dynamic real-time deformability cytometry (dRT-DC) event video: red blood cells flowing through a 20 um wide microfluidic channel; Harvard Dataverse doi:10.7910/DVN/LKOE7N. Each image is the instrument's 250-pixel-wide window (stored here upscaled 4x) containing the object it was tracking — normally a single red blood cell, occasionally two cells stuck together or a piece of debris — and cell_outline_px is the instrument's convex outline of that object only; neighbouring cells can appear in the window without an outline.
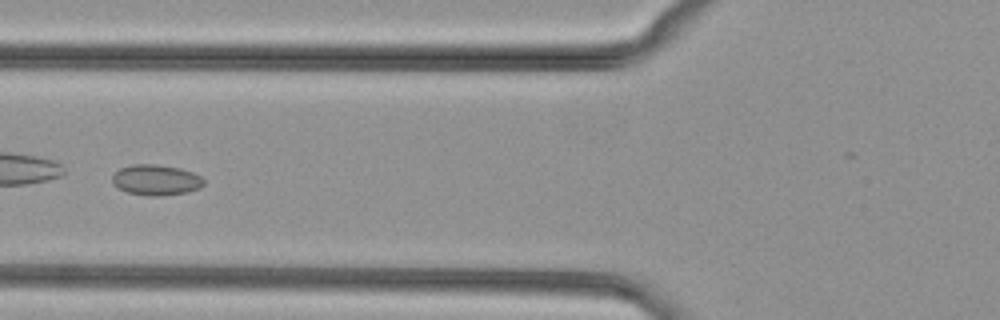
{"species": "common noctule bat (a hibernating species)", "species_latin": "Nyctalus noctula", "temperature_condition": "cold", "stored_images_in_passage": 46, "camera_frame_rate_fps": 3000, "um_per_image_px": 0.085, "animal": {"sex": "female", "body_mass_g": 29.2, "forearm_length_mm": 56.3}, "frame": {"image": 1, "passage_image": 21, "time_ms": 6.667, "image_size_px": [1000, 320], "cell_outline_px": [[204, 184], [200, 188], [188, 192], [160, 196], [148, 196], [128, 192], [112, 184], [112, 176], [120, 168], [132, 164], [156, 164], [180, 168], [192, 172], [200, 176], [204, 180]], "centroid_in_image_um": [13.27, 15.29], "position_along_channel_um": 112.5, "area_um2": 16.36}}
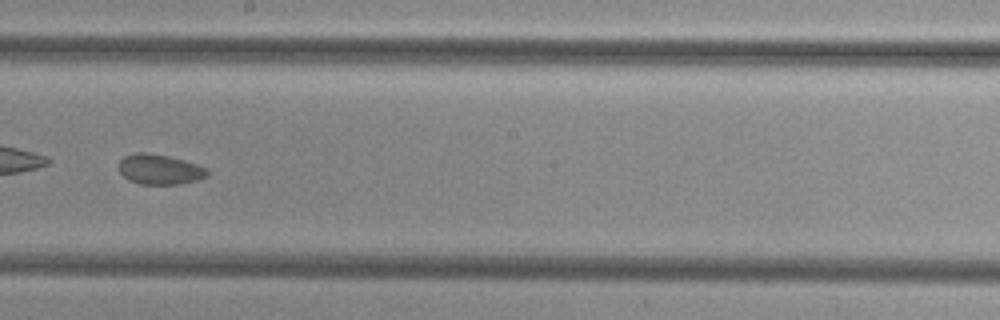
{"frame": {"image": 2, "passage_image": 30, "time_ms": 9.667, "image_size_px": [1000, 320], "cell_outline_px": [[208, 176], [200, 180], [180, 184], [140, 184], [128, 180], [120, 172], [120, 160], [124, 156], [140, 152], [144, 152], [168, 156], [184, 160], [208, 168]], "centroid_in_image_um": [13.61, 14.41], "position_along_channel_um": 234.6, "area_um2": 15.55}}
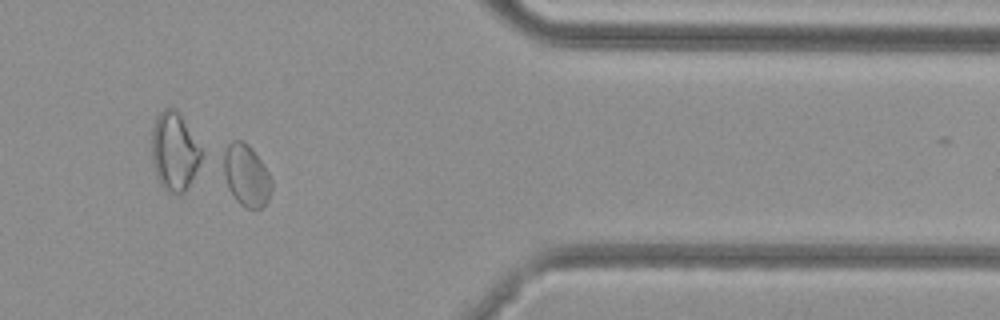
{"frame": {"image": 3, "passage_image": 43, "time_ms": 14.0, "image_size_px": [1000, 320], "cell_outline_px": [[272, 188], [268, 200], [260, 208], [248, 208], [240, 204], [236, 200], [228, 188], [224, 176], [220, 152], [232, 140], [240, 140], [248, 144], [252, 148], [268, 172], [272, 180]], "centroid_in_image_um": [20.89, 14.86], "position_along_channel_um": 390.5, "area_um2": 17.63}}